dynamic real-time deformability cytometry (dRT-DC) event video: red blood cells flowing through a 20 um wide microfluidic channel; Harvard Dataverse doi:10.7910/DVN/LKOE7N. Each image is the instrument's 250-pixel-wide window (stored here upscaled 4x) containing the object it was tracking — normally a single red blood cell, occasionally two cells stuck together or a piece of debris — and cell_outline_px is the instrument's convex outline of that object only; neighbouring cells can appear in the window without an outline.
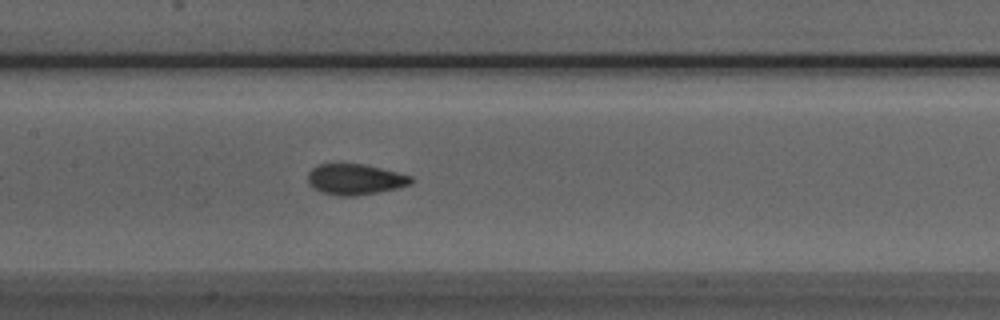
{"species": "Egyptian fruit bat (a non-hibernating species)", "species_latin": "Rousettus aegyptiacus", "temperature_condition": "room temperature", "stored_images_in_passage": 40, "camera_frame_rate_fps": 3000, "um_per_image_px": 0.085, "animal": {"sex": "male"}, "frame": {"image": 1, "passage_image": 13, "time_ms": 4.0, "image_size_px": [1000, 320], "cell_outline_px": [[416, 180], [412, 184], [380, 192], [356, 196], [336, 196], [320, 192], [312, 188], [308, 184], [308, 172], [316, 164], [364, 164], [412, 176]], "centroid_in_image_um": [30.17, 15.26], "position_along_channel_um": 177.2, "area_um2": 18.79}}
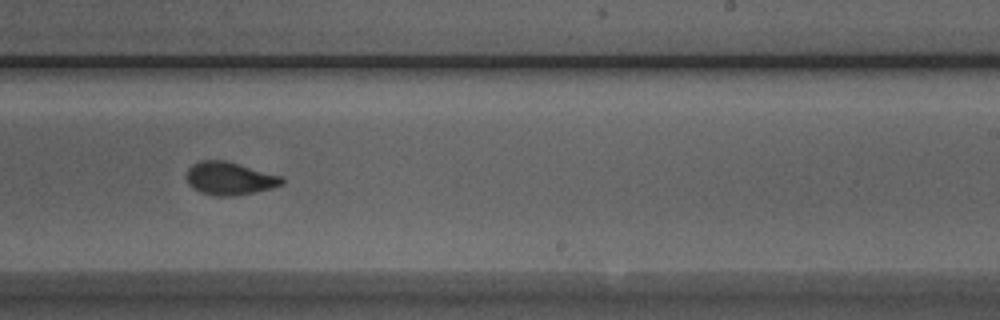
{"frame": {"image": 2, "passage_image": 20, "time_ms": 6.333, "image_size_px": [1000, 320], "cell_outline_px": [[284, 184], [272, 188], [232, 196], [212, 196], [200, 192], [192, 188], [188, 184], [188, 168], [192, 164], [200, 160], [224, 160], [284, 176]], "centroid_in_image_um": [19.53, 15.17], "position_along_channel_um": 269.5, "area_um2": 18.38}}
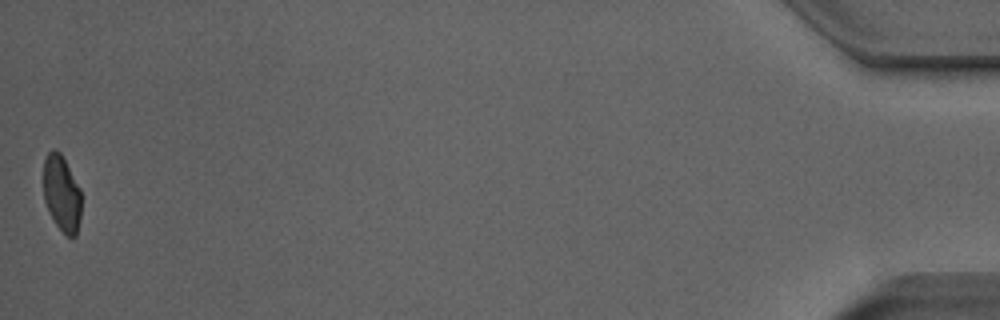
{"frame": {"image": 3, "passage_image": 40, "time_ms": 13.0, "image_size_px": [1000, 320], "cell_outline_px": [[80, 216], [76, 236], [68, 236], [56, 224], [44, 200], [44, 160], [48, 152], [52, 148], [56, 148], [60, 152], [80, 188]], "centroid_in_image_um": [5.24, 16.4], "position_along_channel_um": 430.0, "area_um2": 16.47}, "authors_computed_cell_mechanics": {"area_um2": 18.6116, "velocity_mm_per_s": 3.9721, "shape_relaxation_time_tau1_ms": 3.6001, "shape_relaxation_time_tau2_ms": 1.0932, "deformation_change_tau1": 0.1402, "deformation_change_tau2": 0.0583}}